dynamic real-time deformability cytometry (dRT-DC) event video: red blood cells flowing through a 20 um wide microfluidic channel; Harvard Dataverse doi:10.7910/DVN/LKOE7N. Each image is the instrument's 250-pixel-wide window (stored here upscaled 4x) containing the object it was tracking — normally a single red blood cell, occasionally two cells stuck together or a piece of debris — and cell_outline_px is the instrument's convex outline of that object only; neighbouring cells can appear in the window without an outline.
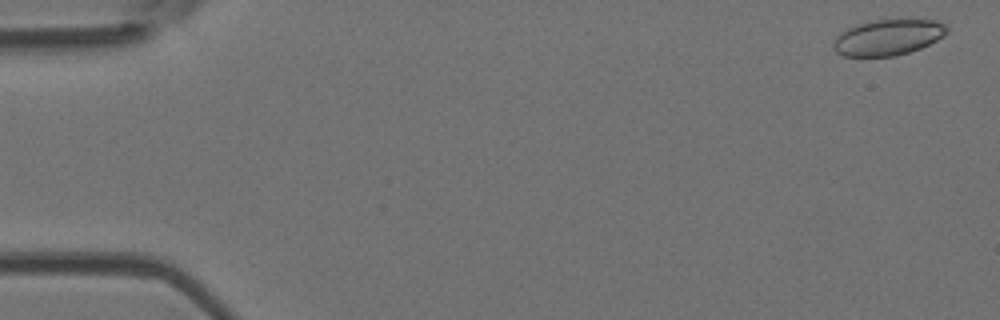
{"species": "Egyptian fruit bat (a non-hibernating species)", "species_latin": "Rousettus aegyptiacus", "temperature_condition": "room temperature", "stored_images_in_passage": 48, "camera_frame_rate_fps": 3000, "um_per_image_px": 0.085, "animal": {"sex": "female"}, "frame": {"image": 1, "passage_image": 2, "time_ms": 0.333, "image_size_px": [1000, 320], "cell_outline_px": [[948, 32], [944, 36], [920, 48], [896, 56], [844, 56], [836, 52], [832, 44], [836, 36], [840, 32], [856, 24], [872, 20], [908, 16], [912, 16], [936, 20], [944, 24], [948, 28]], "centroid_in_image_um": [75.52, 3.11], "position_along_channel_um": 9.5, "area_um2": 24.62}}
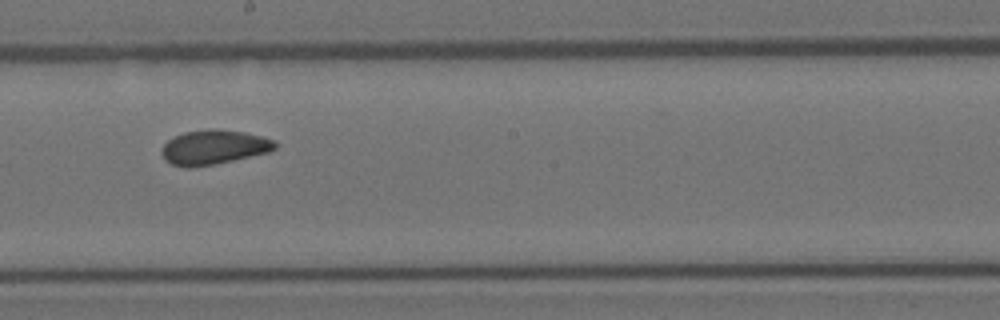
{"frame": {"image": 2, "passage_image": 29, "time_ms": 9.333, "image_size_px": [1000, 320], "cell_outline_px": [[276, 148], [268, 152], [232, 160], [192, 168], [184, 168], [172, 164], [164, 160], [160, 152], [164, 144], [168, 140], [184, 132], [208, 128], [216, 128], [244, 132], [276, 140]], "centroid_in_image_um": [18.14, 12.51], "position_along_channel_um": 230.1, "area_um2": 22.83}}
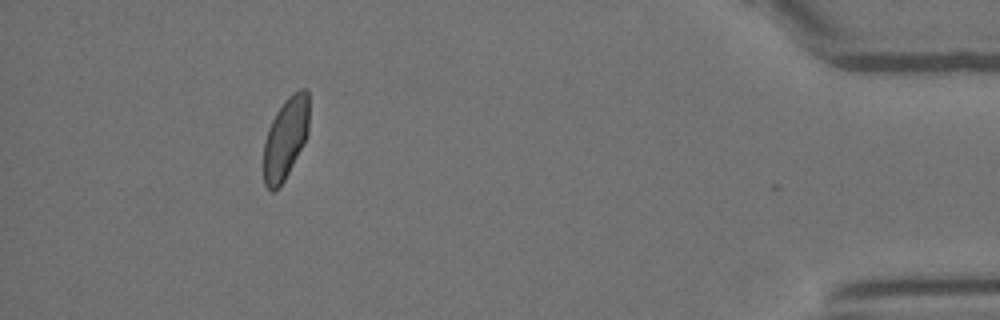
{"frame": {"image": 3, "passage_image": 47, "time_ms": 15.333, "image_size_px": [1000, 320], "cell_outline_px": [[308, 132], [304, 144], [284, 180], [272, 192], [264, 184], [264, 140], [268, 128], [276, 112], [284, 100], [292, 92], [300, 88], [308, 88]], "centroid_in_image_um": [24.28, 11.7], "position_along_channel_um": 410.9, "area_um2": 21.62}, "authors_computed_cell_mechanics": {"area_um2": 22.8599, "velocity_mm_per_s": 3.9893, "shape_relaxation_time_tau1_ms": null, "shape_relaxation_time_tau2_ms": 1.4544, "deformation_change_tau1": null, "deformation_change_tau2": 0.0582}}